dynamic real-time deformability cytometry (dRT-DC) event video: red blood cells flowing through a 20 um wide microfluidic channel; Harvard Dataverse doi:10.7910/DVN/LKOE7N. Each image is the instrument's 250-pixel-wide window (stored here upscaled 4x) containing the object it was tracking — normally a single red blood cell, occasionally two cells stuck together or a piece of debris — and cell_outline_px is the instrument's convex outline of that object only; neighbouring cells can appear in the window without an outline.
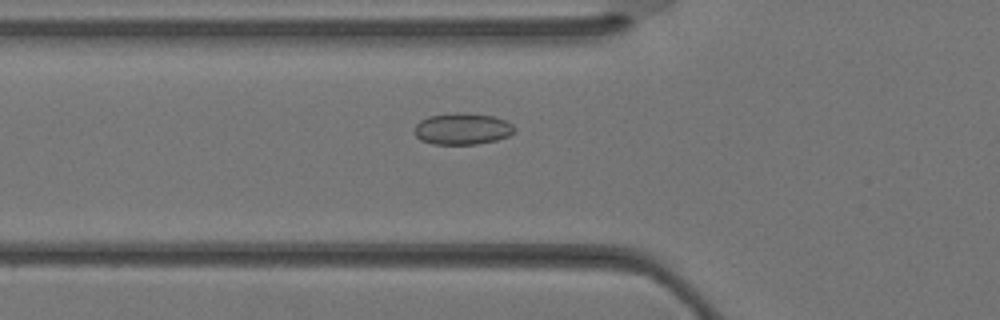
{"species": "Egyptian fruit bat (a non-hibernating species)", "species_latin": "Rousettus aegyptiacus", "temperature_condition": "warm", "stored_images_in_passage": 34, "camera_frame_rate_fps": 3000, "um_per_image_px": 0.085, "animal": {"sex": "female"}, "frame": {"image": 1, "passage_image": 13, "time_ms": 4.0, "image_size_px": [1000, 320], "cell_outline_px": [[516, 132], [508, 136], [496, 140], [476, 144], [432, 144], [420, 140], [416, 136], [416, 124], [420, 120], [428, 116], [456, 112], [464, 112], [492, 116], [504, 120], [512, 124], [516, 128]], "centroid_in_image_um": [39.31, 10.95], "position_along_channel_um": 86.5, "area_um2": 18.44}}
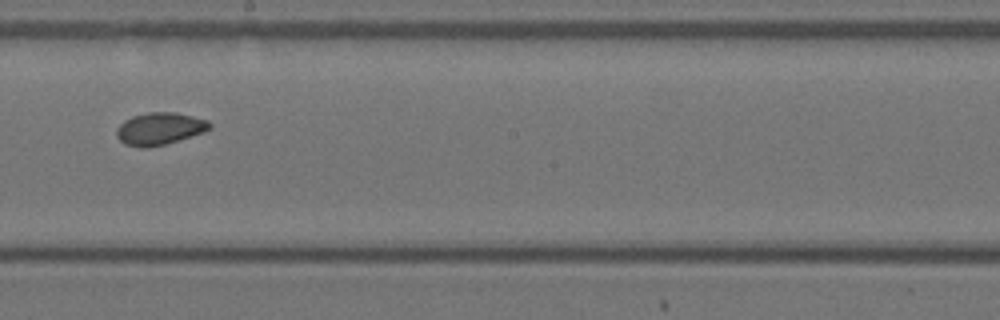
{"frame": {"image": 2, "passage_image": 21, "time_ms": 6.667, "image_size_px": [1000, 320], "cell_outline_px": [[212, 128], [204, 132], [164, 144], [148, 148], [140, 148], [124, 144], [116, 136], [116, 128], [124, 120], [132, 116], [148, 112], [176, 112], [208, 120], [212, 124]], "centroid_in_image_um": [13.55, 10.93], "position_along_channel_um": 234.6, "area_um2": 17.63}}
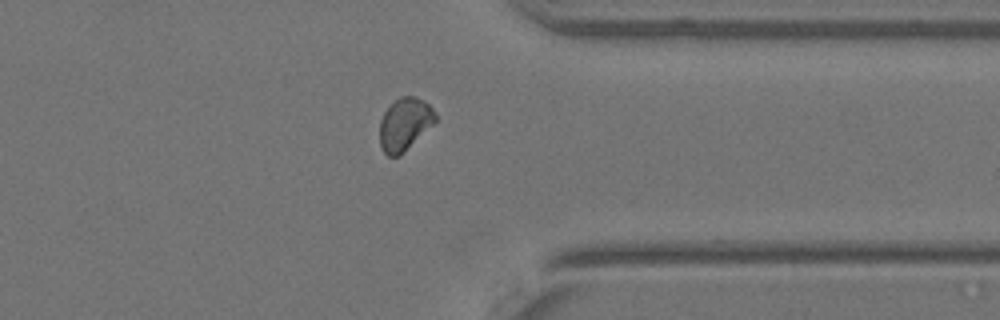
{"frame": {"image": 3, "passage_image": 29, "time_ms": 9.333, "image_size_px": [1000, 320], "cell_outline_px": [[436, 120], [400, 156], [388, 156], [384, 152], [380, 144], [380, 120], [384, 112], [400, 96], [416, 96], [424, 100], [432, 108], [436, 116]], "centroid_in_image_um": [34.38, 10.55], "position_along_channel_um": 377.0, "area_um2": 16.76}}